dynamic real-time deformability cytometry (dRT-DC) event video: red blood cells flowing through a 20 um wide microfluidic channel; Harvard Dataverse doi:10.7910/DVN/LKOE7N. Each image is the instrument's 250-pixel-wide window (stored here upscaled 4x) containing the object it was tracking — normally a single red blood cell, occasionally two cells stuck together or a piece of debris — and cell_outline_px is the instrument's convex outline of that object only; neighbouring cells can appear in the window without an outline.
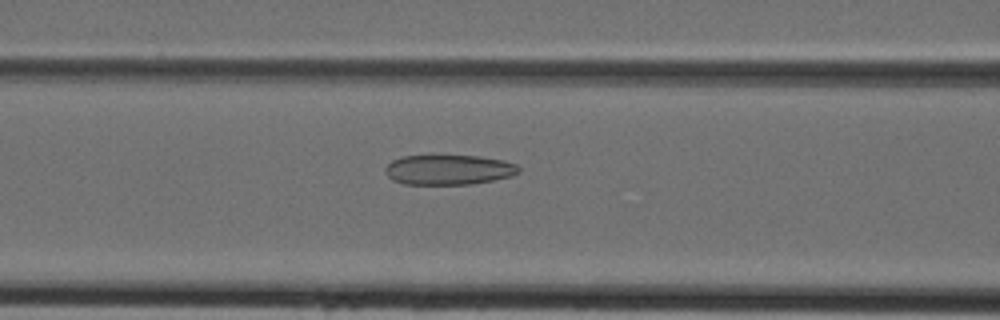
{"species": "Egyptian fruit bat (a non-hibernating species)", "species_latin": "Rousettus aegyptiacus", "temperature_condition": "cold", "stored_images_in_passage": 37, "camera_frame_rate_fps": 3000, "um_per_image_px": 0.085, "animal": {"sex": "female"}, "frame": {"image": 1, "passage_image": 11, "time_ms": 3.333, "image_size_px": [1000, 320], "cell_outline_px": [[520, 172], [512, 176], [472, 184], [404, 184], [392, 180], [384, 172], [384, 168], [392, 160], [400, 156], [480, 156], [500, 160], [516, 164], [520, 168]], "centroid_in_image_um": [38.11, 14.43], "position_along_channel_um": 128.5, "area_um2": 23.29}}
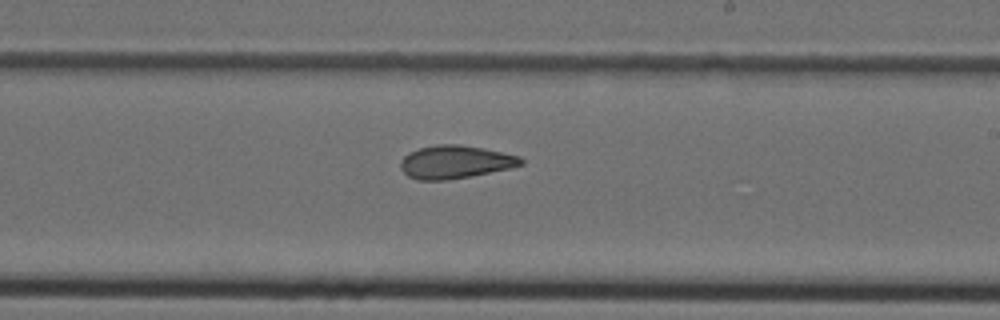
{"frame": {"image": 2, "passage_image": 19, "time_ms": 6.0, "image_size_px": [1000, 320], "cell_outline_px": [[524, 164], [512, 168], [448, 180], [416, 180], [408, 176], [400, 168], [400, 160], [408, 152], [420, 148], [436, 144], [460, 144], [484, 148], [520, 156], [524, 160]], "centroid_in_image_um": [38.69, 13.76], "position_along_channel_um": 250.3, "area_um2": 23.41}}
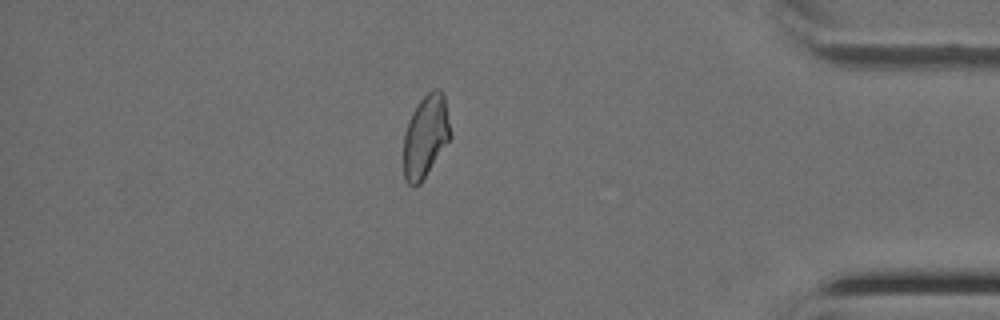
{"frame": {"image": 3, "passage_image": 31, "time_ms": 10.0, "image_size_px": [1000, 320], "cell_outline_px": [[452, 136], [420, 184], [412, 188], [404, 180], [404, 132], [408, 120], [416, 104], [432, 88], [440, 88], [444, 96], [452, 132]], "centroid_in_image_um": [36.17, 11.57], "position_along_channel_um": 399.0, "area_um2": 22.83}}